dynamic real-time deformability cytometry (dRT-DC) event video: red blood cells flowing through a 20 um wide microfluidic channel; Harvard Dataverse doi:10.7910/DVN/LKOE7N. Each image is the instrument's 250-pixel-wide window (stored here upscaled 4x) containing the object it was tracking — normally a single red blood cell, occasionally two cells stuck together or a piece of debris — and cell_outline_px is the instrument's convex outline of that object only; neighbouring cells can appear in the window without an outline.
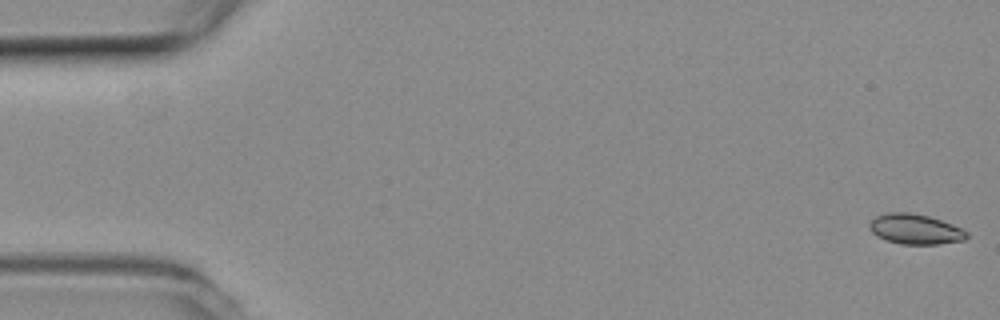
{"species": "common noctule bat (a hibernating species)", "species_latin": "Nyctalus noctula", "temperature_condition": "room temperature", "stored_images_in_passage": 7, "camera_frame_rate_fps": 3000, "um_per_image_px": 0.085, "animal": {"sex": "female", "body_mass_g": 19.3, "forearm_length_mm": 54.1}, "frame": {"image": 1, "passage_image": 1, "time_ms": 0.0, "image_size_px": [1000, 320], "cell_outline_px": [[968, 236], [964, 240], [936, 244], [900, 244], [876, 236], [868, 228], [868, 224], [876, 216], [888, 212], [908, 212], [928, 216], [952, 224], [968, 232]], "centroid_in_image_um": [77.77, 19.47], "position_along_channel_um": 7.2, "area_um2": 16.99}}